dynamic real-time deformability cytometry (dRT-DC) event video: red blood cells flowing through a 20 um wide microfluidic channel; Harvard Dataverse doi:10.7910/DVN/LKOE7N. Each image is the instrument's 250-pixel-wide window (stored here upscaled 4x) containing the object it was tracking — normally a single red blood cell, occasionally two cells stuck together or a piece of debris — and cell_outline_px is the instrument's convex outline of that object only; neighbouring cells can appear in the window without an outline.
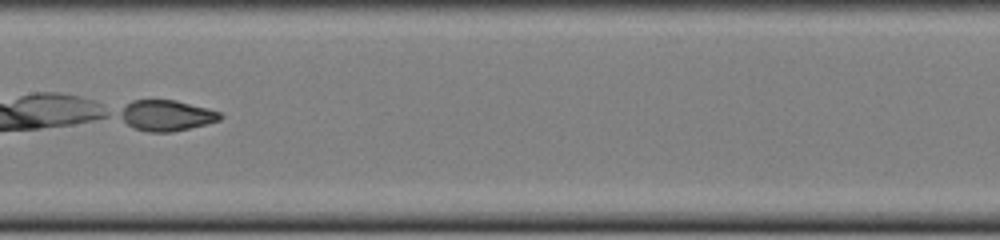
{"species": "common noctule bat (a hibernating species)", "species_latin": "Nyctalus noctula", "temperature_condition": "cold", "stored_images_in_passage": 13, "camera_frame_rate_fps": 3000, "um_per_image_px": 0.085, "animal": {"sex": "female", "body_mass_g": 22.0, "forearm_length_mm": 56.7}, "frame": {"image": 1, "passage_image": 11, "time_ms": 3.333, "image_size_px": [1000, 240], "cell_outline_px": [[224, 116], [220, 120], [208, 124], [172, 132], [148, 132], [132, 128], [116, 116], [116, 112], [132, 100], [176, 100], [208, 108], [220, 112]], "centroid_in_image_um": [14.1, 9.82], "position_along_channel_um": 193.3, "area_um2": 18.38}}